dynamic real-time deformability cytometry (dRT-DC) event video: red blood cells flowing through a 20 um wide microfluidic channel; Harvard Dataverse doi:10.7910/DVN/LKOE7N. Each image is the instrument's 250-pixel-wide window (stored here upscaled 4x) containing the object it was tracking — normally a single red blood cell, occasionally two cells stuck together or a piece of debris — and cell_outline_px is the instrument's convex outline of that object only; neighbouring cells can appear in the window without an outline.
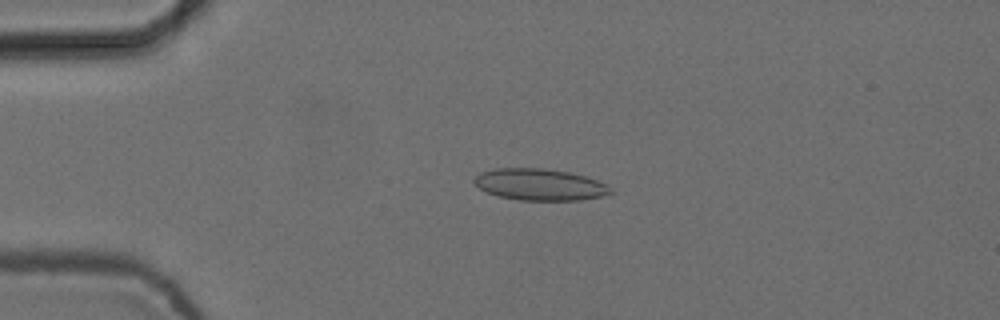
{"species": "common noctule bat (a hibernating species)", "species_latin": "Nyctalus noctula", "temperature_condition": "cold", "stored_images_in_passage": 5, "camera_frame_rate_fps": 3000, "um_per_image_px": 0.085, "animal": {"sex": "female", "body_mass_g": 24.6, "forearm_length_mm": 56.2}, "frame": {"image": 1, "passage_image": 4, "time_ms": 1.0, "image_size_px": [1000, 320], "cell_outline_px": [[616, 192], [600, 196], [576, 200], [520, 200], [500, 196], [488, 192], [480, 188], [472, 180], [480, 172], [492, 168], [544, 168], [568, 172], [588, 176], [612, 188]], "centroid_in_image_um": [45.88, 15.67], "position_along_channel_um": 39.1, "area_um2": 25.03}}